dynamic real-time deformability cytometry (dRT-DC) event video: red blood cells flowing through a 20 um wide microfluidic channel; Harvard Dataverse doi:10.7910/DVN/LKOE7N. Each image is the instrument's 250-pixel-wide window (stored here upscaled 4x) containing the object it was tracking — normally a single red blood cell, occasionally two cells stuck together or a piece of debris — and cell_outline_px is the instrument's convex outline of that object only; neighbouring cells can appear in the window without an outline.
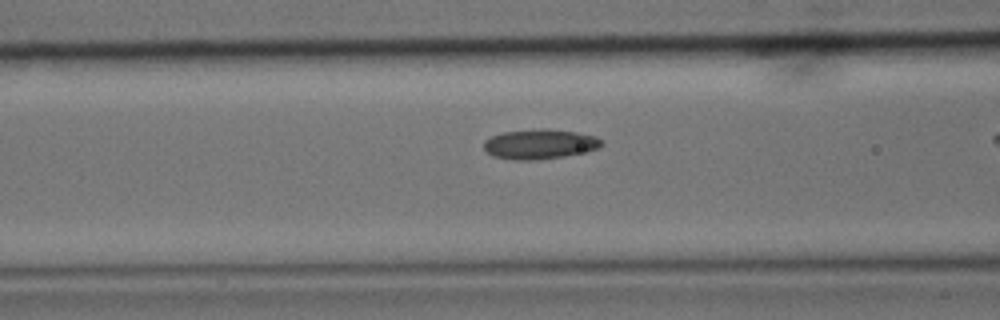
{"species": "common noctule bat (a hibernating species)", "species_latin": "Nyctalus noctula", "temperature_condition": "cold", "stored_images_in_passage": 38, "camera_frame_rate_fps": 3000, "um_per_image_px": 0.085, "animal": {"sex": "male", "body_mass_g": 15.6}, "frame": {"image": 1, "passage_image": 17, "time_ms": 5.333, "image_size_px": [1000, 320], "cell_outline_px": [[604, 144], [600, 148], [584, 152], [564, 156], [532, 160], [516, 160], [492, 156], [484, 148], [484, 140], [492, 136], [504, 132], [540, 128], [548, 128], [576, 132], [596, 136], [604, 140]], "centroid_in_image_um": [45.92, 12.24], "position_along_channel_um": 120.7, "area_um2": 20.58}}
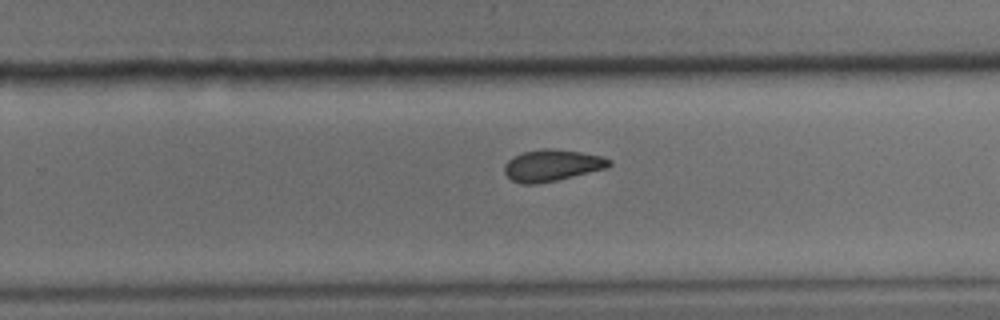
{"frame": {"image": 2, "passage_image": 30, "time_ms": 9.667, "image_size_px": [1000, 320], "cell_outline_px": [[612, 164], [608, 168], [556, 180], [536, 184], [520, 184], [512, 180], [504, 172], [504, 164], [512, 156], [524, 152], [544, 148], [548, 148], [580, 152], [600, 156], [612, 160]], "centroid_in_image_um": [46.91, 14.06], "position_along_channel_um": 282.9, "area_um2": 19.25}}
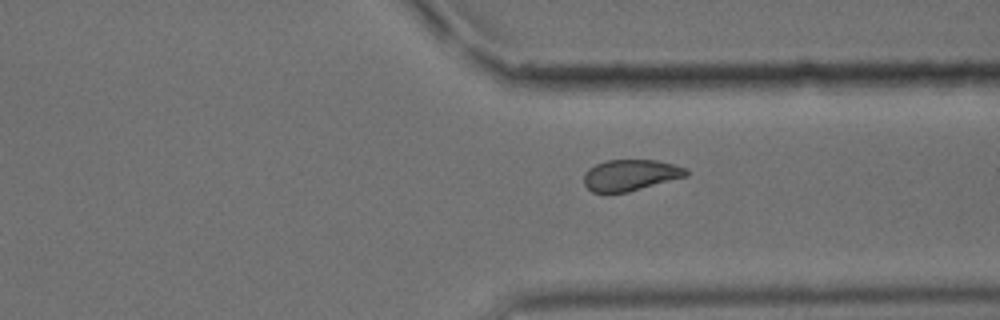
{"frame": {"image": 3, "passage_image": 36, "time_ms": 11.667, "image_size_px": [1000, 320], "cell_outline_px": [[688, 176], [628, 192], [592, 192], [584, 184], [584, 172], [588, 168], [596, 164], [608, 160], [656, 160], [688, 168]], "centroid_in_image_um": [53.6, 14.88], "position_along_channel_um": 357.8, "area_um2": 18.61}}